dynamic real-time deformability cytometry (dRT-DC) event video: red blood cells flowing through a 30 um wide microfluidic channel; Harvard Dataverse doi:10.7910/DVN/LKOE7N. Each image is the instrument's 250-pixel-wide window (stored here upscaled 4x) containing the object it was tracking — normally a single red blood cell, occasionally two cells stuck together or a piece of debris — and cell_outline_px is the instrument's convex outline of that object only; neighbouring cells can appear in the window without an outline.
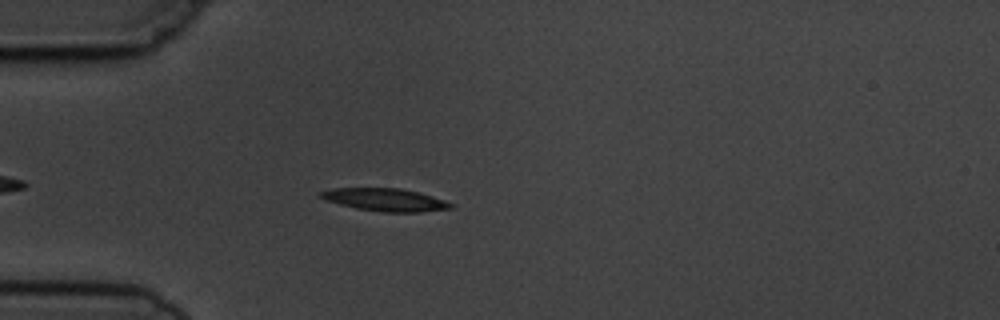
{"species": "common noctule bat (a hibernating species)", "species_latin": "Nyctalus noctula", "temperature_condition": "cold", "stored_images_in_passage": 6, "camera_frame_rate_fps": 3000, "um_per_image_px": 0.085, "animal": {"sex": "male", "body_mass_g": 19.5, "forearm_length_mm": 54.6}, "frame": {"image": 1, "passage_image": 5, "time_ms": 4.667, "image_size_px": [1000, 320], "cell_outline_px": [[456, 204], [452, 208], [420, 212], [384, 212], [356, 208], [324, 200], [316, 196], [316, 192], [336, 188], [400, 188], [420, 192]], "centroid_in_image_um": [32.71, 16.97], "position_along_channel_um": 52.3, "area_um2": 17.4}}